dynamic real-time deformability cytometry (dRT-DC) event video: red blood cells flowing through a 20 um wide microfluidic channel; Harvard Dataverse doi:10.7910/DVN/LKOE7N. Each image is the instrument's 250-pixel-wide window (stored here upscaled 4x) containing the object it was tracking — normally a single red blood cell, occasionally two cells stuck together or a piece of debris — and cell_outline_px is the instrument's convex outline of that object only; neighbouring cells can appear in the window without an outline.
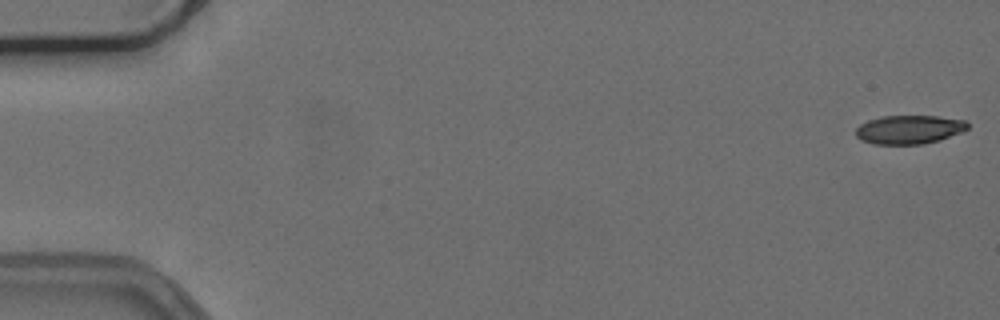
{"species": "common noctule bat (a hibernating species)", "species_latin": "Nyctalus noctula", "temperature_condition": "cold", "stored_images_in_passage": 55, "camera_frame_rate_fps": 3000, "um_per_image_px": 0.085, "animal": {"sex": "female", "body_mass_g": 24.6, "forearm_length_mm": 56.2}, "frame": {"image": 1, "passage_image": 1, "time_ms": 0.0, "image_size_px": [1000, 320], "cell_outline_px": [[968, 128], [964, 132], [940, 140], [924, 144], [872, 144], [860, 140], [856, 136], [856, 128], [860, 124], [868, 120], [880, 116], [936, 116], [964, 120], [968, 124]], "centroid_in_image_um": [77.27, 11.02], "position_along_channel_um": 7.7, "area_um2": 18.9}}
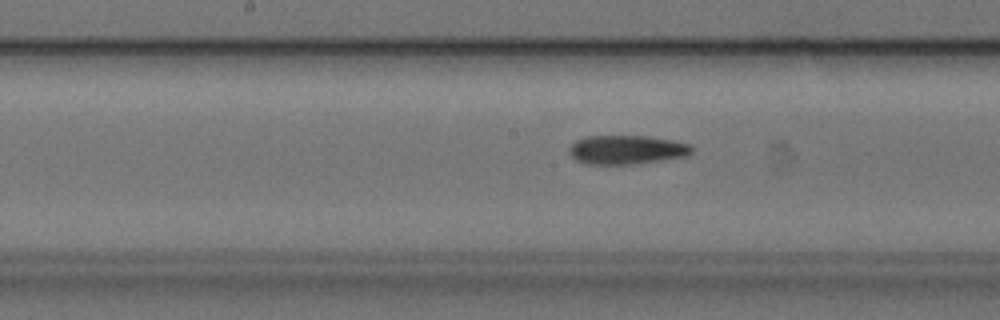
{"frame": {"image": 2, "passage_image": 28, "time_ms": 9.0, "image_size_px": [1000, 320], "cell_outline_px": [[696, 148], [692, 152], [684, 156], [636, 164], [584, 164], [576, 160], [568, 152], [568, 148], [576, 140], [584, 136], [648, 136], [672, 140], [692, 144]], "centroid_in_image_um": [53.26, 12.72], "position_along_channel_um": 194.9, "area_um2": 20.87}}
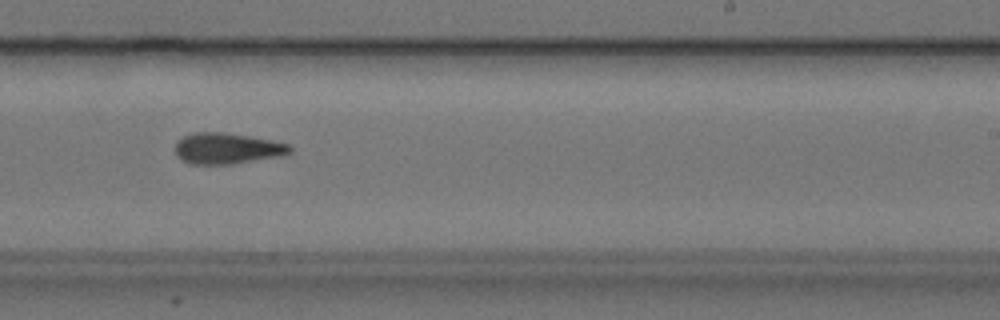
{"frame": {"image": 3, "passage_image": 34, "time_ms": 11.0, "image_size_px": [1000, 320], "cell_outline_px": [[292, 152], [280, 156], [232, 164], [188, 164], [180, 160], [176, 156], [176, 144], [184, 136], [192, 132], [224, 132], [272, 140], [288, 144], [292, 148]], "centroid_in_image_um": [19.29, 12.62], "position_along_channel_um": 269.7, "area_um2": 20.75}, "authors_computed_cell_mechanics": {"area_um2": 20.23, "velocity_mm_per_s": 3.7535, "shape_relaxation_time_tau1_ms": null, "shape_relaxation_time_tau2_ms": 9.905, "deformation_change_tau1": null, "deformation_change_tau2": 0.2142}}